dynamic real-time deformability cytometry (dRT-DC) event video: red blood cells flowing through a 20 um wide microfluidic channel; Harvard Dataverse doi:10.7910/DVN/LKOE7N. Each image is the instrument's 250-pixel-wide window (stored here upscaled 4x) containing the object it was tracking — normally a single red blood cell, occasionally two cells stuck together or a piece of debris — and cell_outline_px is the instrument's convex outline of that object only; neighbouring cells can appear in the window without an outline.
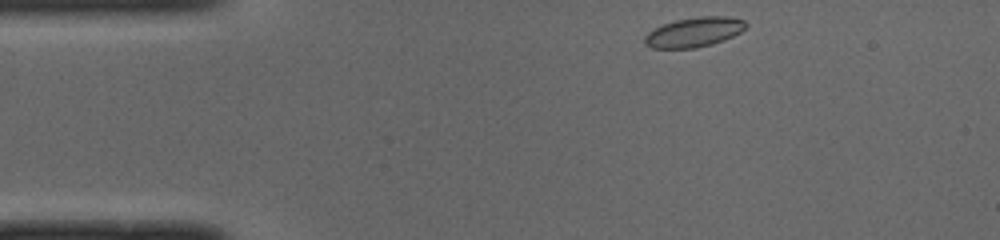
{"species": "common noctule bat (a hibernating species)", "species_latin": "Nyctalus noctula", "temperature_condition": "cold", "stored_images_in_passage": 43, "camera_frame_rate_fps": 3000, "um_per_image_px": 0.085, "animal": {"sex": "male", "body_mass_g": 19.0, "forearm_length_mm": 50.8}, "frame": {"image": 1, "passage_image": 1, "time_ms": 0.0, "image_size_px": [1000, 240], "cell_outline_px": [[748, 24], [740, 32], [724, 40], [712, 44], [696, 48], [652, 48], [644, 44], [644, 36], [648, 32], [664, 24], [676, 20], [700, 16], [724, 16], [744, 20]], "centroid_in_image_um": [58.99, 2.74], "position_along_channel_um": 26.0, "area_um2": 17.4}}
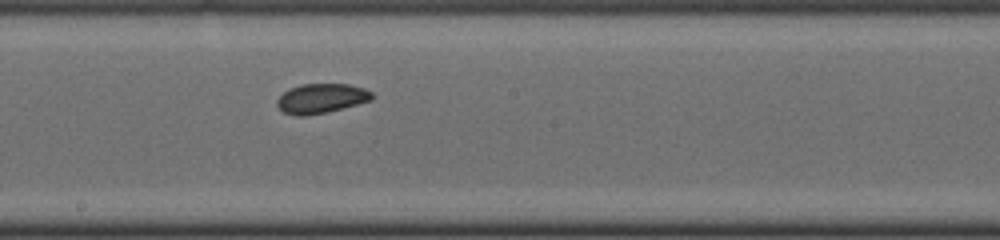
{"frame": {"image": 2, "passage_image": 20, "time_ms": 6.333, "image_size_px": [1000, 240], "cell_outline_px": [[376, 96], [372, 100], [324, 112], [304, 116], [296, 116], [284, 112], [276, 104], [276, 100], [288, 88], [300, 84], [348, 84], [364, 88], [372, 92]], "centroid_in_image_um": [27.3, 8.35], "position_along_channel_um": 220.9, "area_um2": 16.3}}
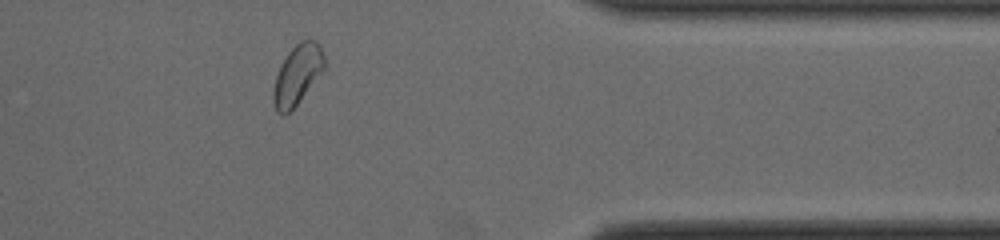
{"frame": {"image": 3, "passage_image": 34, "time_ms": 11.0, "image_size_px": [1000, 240], "cell_outline_px": [[324, 68], [296, 104], [284, 116], [276, 112], [272, 100], [272, 92], [276, 76], [280, 64], [288, 52], [300, 40], [316, 40], [320, 44], [324, 56]], "centroid_in_image_um": [25.24, 6.33], "position_along_channel_um": 386.2, "area_um2": 17.51}, "authors_computed_cell_mechanics": {"area_um2": 16.8776, "velocity_mm_per_s": 3.9507, "shape_relaxation_time_tau1_ms": 5.8782, "shape_relaxation_time_tau2_ms": 1.7535, "deformation_change_tau1": 0.1231, "deformation_change_tau2": 0.0466}}